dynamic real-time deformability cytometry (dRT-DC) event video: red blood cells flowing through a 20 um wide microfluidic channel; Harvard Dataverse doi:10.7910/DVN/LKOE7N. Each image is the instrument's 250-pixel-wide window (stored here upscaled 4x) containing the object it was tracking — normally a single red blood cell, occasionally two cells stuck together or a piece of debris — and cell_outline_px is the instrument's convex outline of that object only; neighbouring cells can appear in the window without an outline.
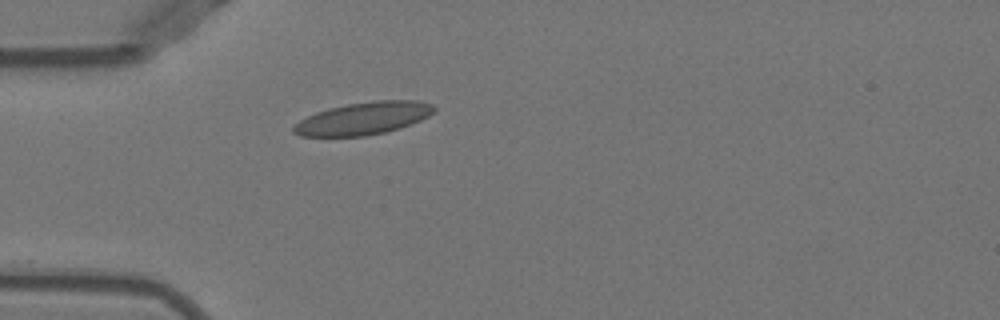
{"species": "Egyptian fruit bat (a non-hibernating species)", "species_latin": "Rousettus aegyptiacus", "temperature_condition": "warm", "stored_images_in_passage": 10, "camera_frame_rate_fps": 3000, "um_per_image_px": 0.085, "animal": {"sex": "female"}, "frame": {"image": 1, "passage_image": 1, "time_ms": 0.0, "image_size_px": [1000, 320], "cell_outline_px": [[436, 108], [428, 116], [420, 120], [400, 128], [384, 132], [364, 136], [300, 136], [292, 132], [292, 124], [316, 112], [328, 108], [348, 104], [376, 100], [420, 100], [432, 104]], "centroid_in_image_um": [30.86, 10.06], "position_along_channel_um": 54.1, "area_um2": 26.59}}
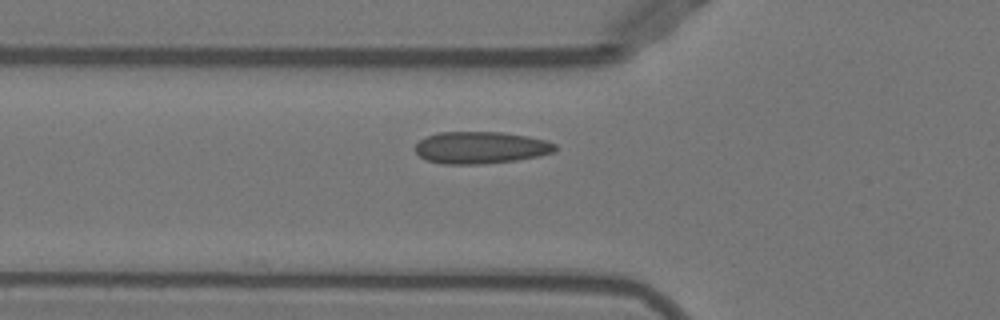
{"frame": {"image": 2, "passage_image": 4, "time_ms": 1.0, "image_size_px": [1000, 320], "cell_outline_px": [[556, 152], [540, 156], [516, 160], [484, 164], [444, 164], [428, 160], [420, 156], [416, 152], [416, 144], [420, 140], [428, 136], [440, 132], [500, 132], [528, 136], [544, 140], [556, 144]], "centroid_in_image_um": [40.9, 12.55], "position_along_channel_um": 84.9, "area_um2": 26.07}}
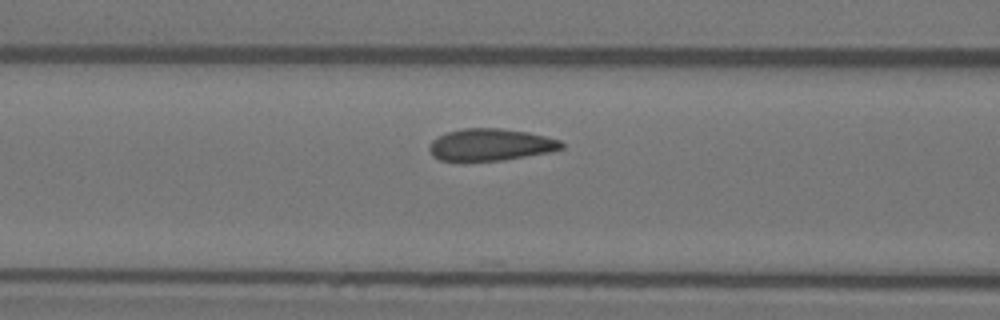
{"frame": {"image": 3, "passage_image": 7, "time_ms": 2.0, "image_size_px": [1000, 320], "cell_outline_px": [[564, 148], [548, 152], [504, 160], [440, 160], [432, 156], [428, 148], [428, 144], [432, 140], [448, 132], [464, 128], [500, 128], [528, 132], [560, 140], [564, 144]], "centroid_in_image_um": [41.69, 12.29], "position_along_channel_um": 124.9, "area_um2": 24.45}}